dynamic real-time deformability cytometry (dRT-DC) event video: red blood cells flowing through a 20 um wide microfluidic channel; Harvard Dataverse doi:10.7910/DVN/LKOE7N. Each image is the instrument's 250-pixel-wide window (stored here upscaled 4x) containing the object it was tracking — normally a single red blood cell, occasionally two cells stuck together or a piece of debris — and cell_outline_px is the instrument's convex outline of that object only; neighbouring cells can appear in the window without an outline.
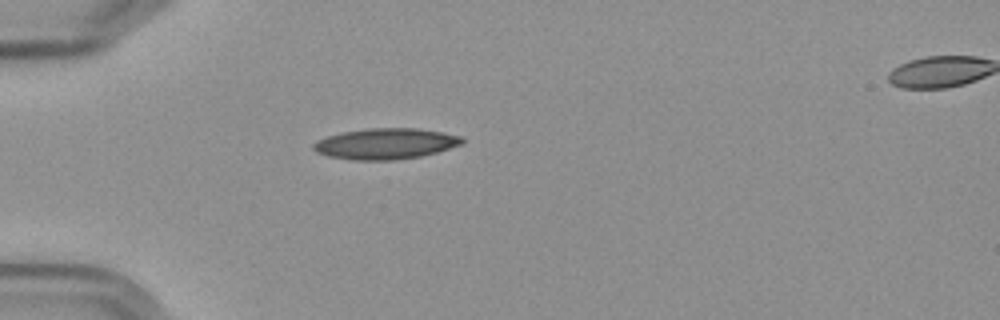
{"species": "Egyptian fruit bat (a non-hibernating species)", "species_latin": "Rousettus aegyptiacus", "temperature_condition": "cold", "stored_images_in_passage": 2, "segment_of_instrument_passage": [1, 2], "camera_frame_rate_fps": 3000, "um_per_image_px": 0.085, "frame": {"image": 1, "passage_image": 1, "time_ms": 0.0, "image_size_px": [1000, 320], "cell_outline_px": [[464, 140], [460, 144], [436, 152], [420, 156], [392, 160], [356, 160], [328, 156], [316, 152], [312, 148], [312, 144], [316, 140], [328, 136], [344, 132], [364, 128], [416, 128], [444, 132], [464, 136]], "centroid_in_image_um": [32.76, 12.2], "position_along_channel_um": 52.2, "area_um2": 26.7}}